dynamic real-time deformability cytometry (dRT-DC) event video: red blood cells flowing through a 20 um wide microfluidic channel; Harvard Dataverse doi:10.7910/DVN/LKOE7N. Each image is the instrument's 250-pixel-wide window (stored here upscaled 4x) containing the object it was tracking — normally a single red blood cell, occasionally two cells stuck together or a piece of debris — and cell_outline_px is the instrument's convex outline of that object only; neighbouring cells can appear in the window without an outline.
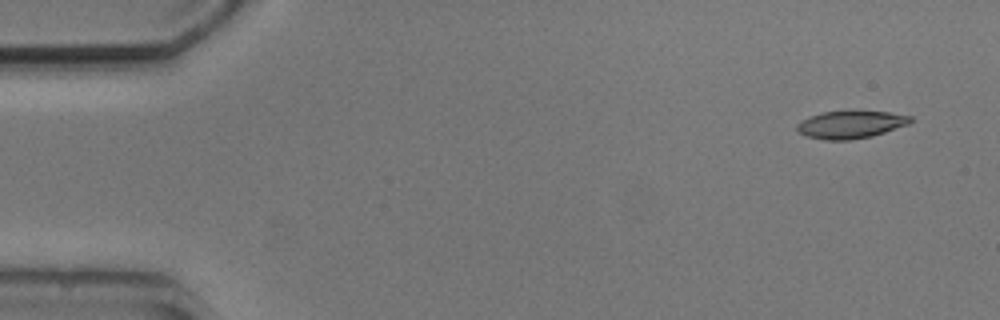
{"species": "common noctule bat (a hibernating species)", "species_latin": "Nyctalus noctula", "temperature_condition": "cold", "stored_images_in_passage": 6, "camera_frame_rate_fps": 3000, "um_per_image_px": 0.085, "animal": {"sex": "male", "body_mass_g": 20.5, "forearm_length_mm": 52.5}, "frame": {"image": 1, "passage_image": 1, "time_ms": 0.0, "image_size_px": [1000, 320], "cell_outline_px": [[912, 120], [908, 124], [872, 136], [852, 140], [824, 140], [808, 136], [800, 132], [796, 128], [796, 124], [800, 120], [824, 112], [888, 112], [912, 116]], "centroid_in_image_um": [72.3, 10.6], "position_along_channel_um": 12.7, "area_um2": 17.86}}
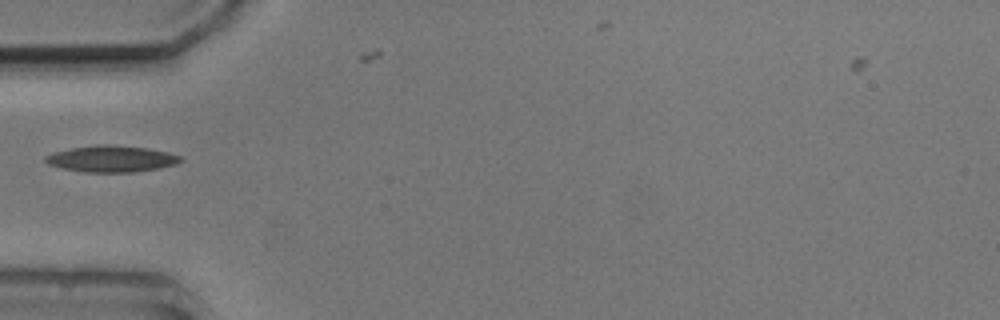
{"frame": {"image": 2, "passage_image": 5, "time_ms": 4.667, "image_size_px": [1000, 320], "cell_outline_px": [[184, 160], [176, 164], [156, 168], [132, 172], [84, 172], [64, 168], [48, 164], [44, 160], [44, 156], [56, 152], [72, 148], [96, 144], [108, 144], [148, 148], [168, 152], [180, 156]], "centroid_in_image_um": [9.48, 13.49], "position_along_channel_um": 75.5, "area_um2": 20.63}}